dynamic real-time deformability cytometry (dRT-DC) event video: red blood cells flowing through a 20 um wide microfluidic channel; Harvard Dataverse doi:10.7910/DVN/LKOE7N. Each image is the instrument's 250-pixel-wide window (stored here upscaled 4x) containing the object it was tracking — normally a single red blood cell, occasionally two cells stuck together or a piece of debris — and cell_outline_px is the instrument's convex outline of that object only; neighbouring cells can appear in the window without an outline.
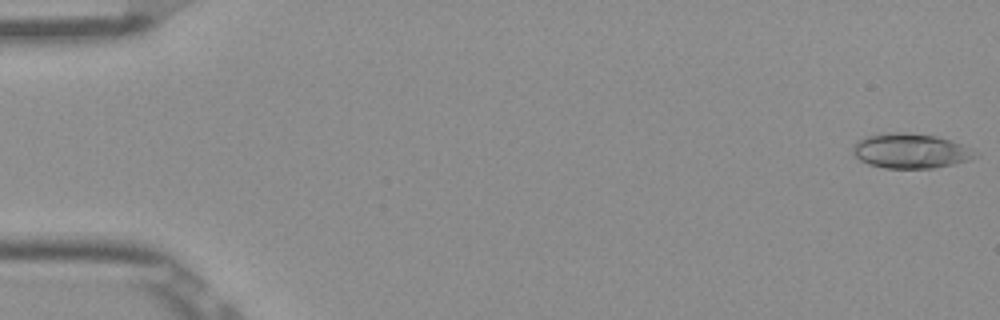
{"species": "Egyptian fruit bat (a non-hibernating species)", "species_latin": "Rousettus aegyptiacus", "temperature_condition": "room temperature", "stored_images_in_passage": 10, "camera_frame_rate_fps": 3000, "um_per_image_px": 0.085, "frame": {"image": 1, "passage_image": 1, "time_ms": 0.0, "image_size_px": [1000, 320], "cell_outline_px": [[976, 156], [968, 160], [952, 164], [932, 168], [884, 168], [868, 164], [860, 160], [852, 152], [852, 148], [856, 140], [868, 136], [884, 132], [904, 132], [936, 136], [960, 144]], "centroid_in_image_um": [77.27, 12.82], "position_along_channel_um": 7.7, "area_um2": 24.39}}